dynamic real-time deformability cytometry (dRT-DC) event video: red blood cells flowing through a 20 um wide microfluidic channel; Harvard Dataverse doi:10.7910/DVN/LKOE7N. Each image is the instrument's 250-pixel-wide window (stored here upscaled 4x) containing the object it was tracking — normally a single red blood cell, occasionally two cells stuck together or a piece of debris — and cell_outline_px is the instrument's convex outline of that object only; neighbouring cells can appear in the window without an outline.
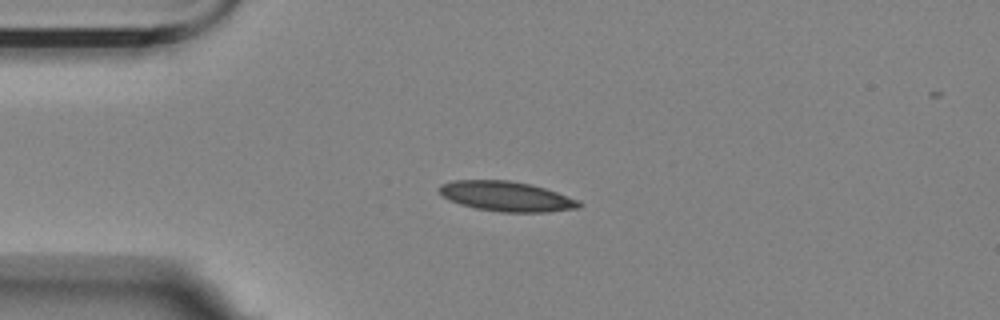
{"species": "Egyptian fruit bat (a non-hibernating species)", "species_latin": "Rousettus aegyptiacus", "temperature_condition": "room temperature", "stored_images_in_passage": 6, "camera_frame_rate_fps": 3000, "um_per_image_px": 0.085, "animal": {"sex": "female"}, "frame": {"image": 1, "passage_image": 4, "time_ms": 3.333, "image_size_px": [1000, 320], "cell_outline_px": [[584, 204], [580, 208], [548, 212], [500, 212], [472, 208], [448, 200], [440, 192], [440, 184], [452, 180], [508, 180], [532, 184], [580, 200]], "centroid_in_image_um": [43.07, 16.7], "position_along_channel_um": 41.9, "area_um2": 24.62}}